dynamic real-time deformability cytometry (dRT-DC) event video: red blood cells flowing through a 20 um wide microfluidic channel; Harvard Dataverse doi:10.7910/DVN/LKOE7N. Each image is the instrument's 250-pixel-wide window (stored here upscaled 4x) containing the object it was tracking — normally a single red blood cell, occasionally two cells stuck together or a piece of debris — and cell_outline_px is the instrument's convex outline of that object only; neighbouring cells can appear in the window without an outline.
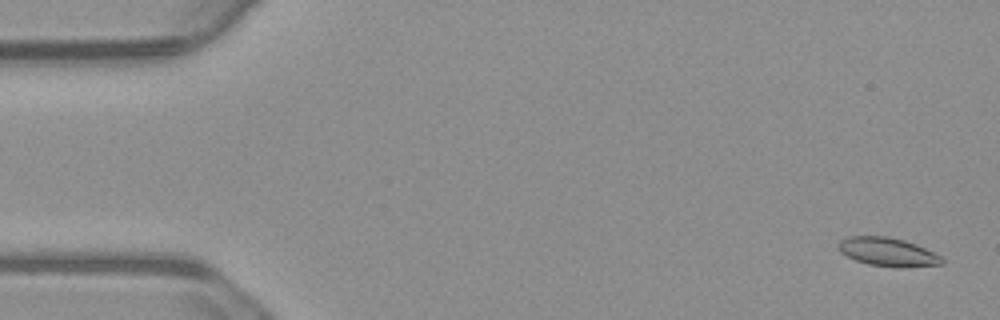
{"species": "common noctule bat (a hibernating species)", "species_latin": "Nyctalus noctula", "temperature_condition": "warm", "stored_images_in_passage": 55, "camera_frame_rate_fps": 3000, "um_per_image_px": 0.085, "animal": {"sex": "male", "body_mass_g": 23.1, "forearm_length_mm": 52.7}, "frame": {"image": 1, "passage_image": 2, "time_ms": 0.333, "image_size_px": [1000, 320], "cell_outline_px": [[944, 264], [900, 268], [896, 268], [868, 264], [856, 260], [840, 252], [840, 240], [848, 236], [888, 236], [904, 240], [916, 244], [940, 256], [944, 260]], "centroid_in_image_um": [75.48, 21.42], "position_along_channel_um": 9.5, "area_um2": 17.17}}
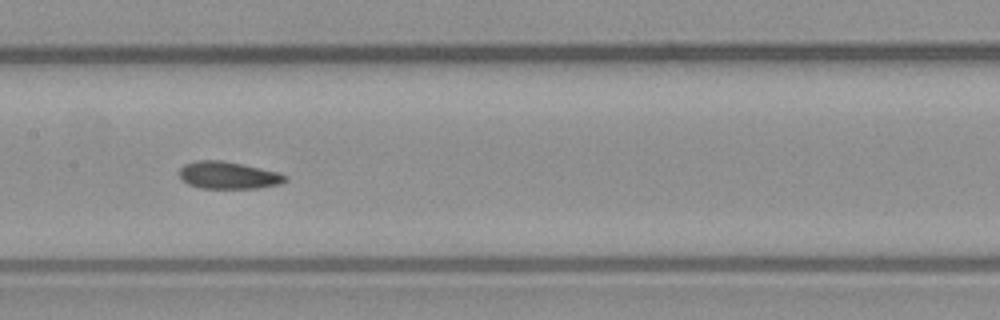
{"frame": {"image": 2, "passage_image": 27, "time_ms": 8.667, "image_size_px": [1000, 320], "cell_outline_px": [[288, 180], [280, 184], [260, 188], [200, 188], [188, 184], [180, 180], [180, 168], [184, 164], [196, 160], [224, 160], [280, 172], [288, 176]], "centroid_in_image_um": [19.42, 14.89], "position_along_channel_um": 188.0, "area_um2": 17.11}}
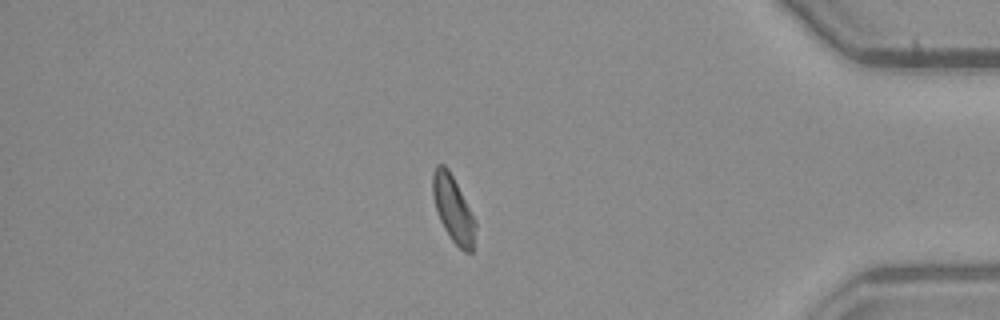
{"frame": {"image": 3, "passage_image": 47, "time_ms": 15.333, "image_size_px": [1000, 320], "cell_outline_px": [[476, 224], [472, 252], [464, 252], [452, 240], [444, 228], [440, 220], [432, 196], [432, 172], [436, 164], [444, 164], [448, 168], [476, 220]], "centroid_in_image_um": [38.5, 17.74], "position_along_channel_um": 396.7, "area_um2": 16.42}, "authors_computed_cell_mechanics": {"area_um2": 17.1666, "velocity_mm_per_s": 3.7051, "shape_relaxation_time_tau1_ms": 9.7746, "shape_relaxation_time_tau2_ms": 1.5341, "deformation_change_tau1": 0.1456, "deformation_change_tau2": 0.0631}}